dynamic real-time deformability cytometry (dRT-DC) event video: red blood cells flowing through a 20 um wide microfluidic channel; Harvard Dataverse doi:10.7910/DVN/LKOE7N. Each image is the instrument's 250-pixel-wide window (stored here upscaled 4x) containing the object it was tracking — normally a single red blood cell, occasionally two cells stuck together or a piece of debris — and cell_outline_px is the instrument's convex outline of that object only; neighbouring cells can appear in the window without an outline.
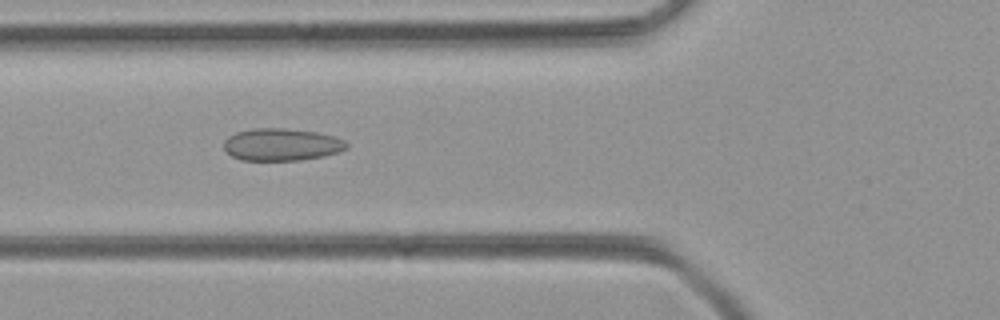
{"species": "common noctule bat (a hibernating species)", "species_latin": "Nyctalus noctula", "temperature_condition": "room temperature", "stored_images_in_passage": 51, "camera_frame_rate_fps": 3000, "um_per_image_px": 0.085, "animal": {"sex": "female", "body_mass_g": 21.9}, "frame": {"image": 1, "passage_image": 19, "time_ms": 6.0, "image_size_px": [1000, 320], "cell_outline_px": [[348, 148], [324, 156], [300, 160], [240, 160], [232, 156], [224, 148], [224, 140], [228, 136], [236, 132], [252, 128], [284, 128], [316, 132], [332, 136], [344, 140], [348, 144]], "centroid_in_image_um": [23.91, 12.28], "position_along_channel_um": 101.9, "area_um2": 23.06}}
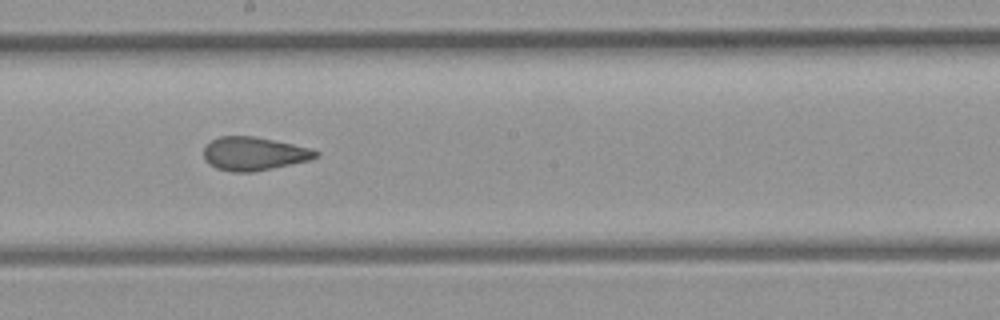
{"frame": {"image": 2, "passage_image": 28, "time_ms": 9.0, "image_size_px": [1000, 320], "cell_outline_px": [[320, 156], [308, 160], [272, 168], [252, 172], [232, 172], [216, 168], [208, 164], [204, 156], [204, 148], [212, 140], [220, 136], [252, 136], [312, 148], [320, 152]], "centroid_in_image_um": [21.59, 13.07], "position_along_channel_um": 226.6, "area_um2": 21.68}}
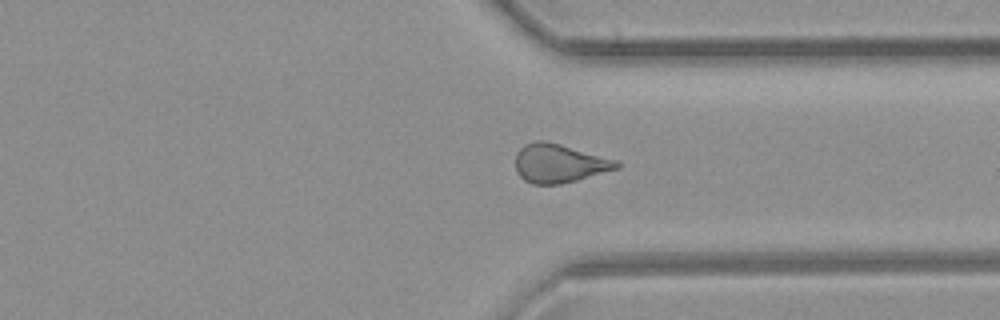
{"frame": {"image": 3, "passage_image": 38, "time_ms": 12.333, "image_size_px": [1000, 320], "cell_outline_px": [[620, 168], [576, 180], [560, 184], [532, 184], [524, 180], [516, 172], [516, 152], [524, 144], [536, 140], [544, 140], [560, 144], [620, 160]], "centroid_in_image_um": [47.54, 13.87], "position_along_channel_um": 363.9, "area_um2": 23.0}}